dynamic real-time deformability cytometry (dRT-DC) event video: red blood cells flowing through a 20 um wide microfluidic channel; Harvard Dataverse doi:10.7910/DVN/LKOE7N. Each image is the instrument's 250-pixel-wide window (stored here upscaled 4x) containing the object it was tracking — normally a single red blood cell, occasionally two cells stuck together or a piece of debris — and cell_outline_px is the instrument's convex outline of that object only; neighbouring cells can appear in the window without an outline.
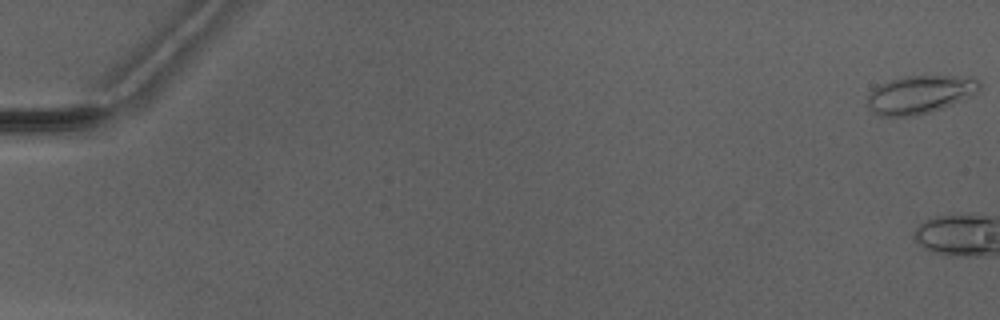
{"species": "Egyptian fruit bat (a non-hibernating species)", "species_latin": "Rousettus aegyptiacus", "temperature_condition": "warm", "stored_images_in_passage": 6, "camera_frame_rate_fps": 3000, "um_per_image_px": 0.085, "animal": {"sex": "male"}, "frame": {"image": 1, "passage_image": 1, "time_ms": 0.0, "image_size_px": [1000, 320], "cell_outline_px": [[980, 88], [976, 92], [944, 108], [912, 116], [880, 116], [868, 108], [868, 96], [872, 88], [880, 84], [904, 76], [976, 76], [980, 84]], "centroid_in_image_um": [78.19, 8.02], "position_along_channel_um": 6.8, "area_um2": 24.8}}